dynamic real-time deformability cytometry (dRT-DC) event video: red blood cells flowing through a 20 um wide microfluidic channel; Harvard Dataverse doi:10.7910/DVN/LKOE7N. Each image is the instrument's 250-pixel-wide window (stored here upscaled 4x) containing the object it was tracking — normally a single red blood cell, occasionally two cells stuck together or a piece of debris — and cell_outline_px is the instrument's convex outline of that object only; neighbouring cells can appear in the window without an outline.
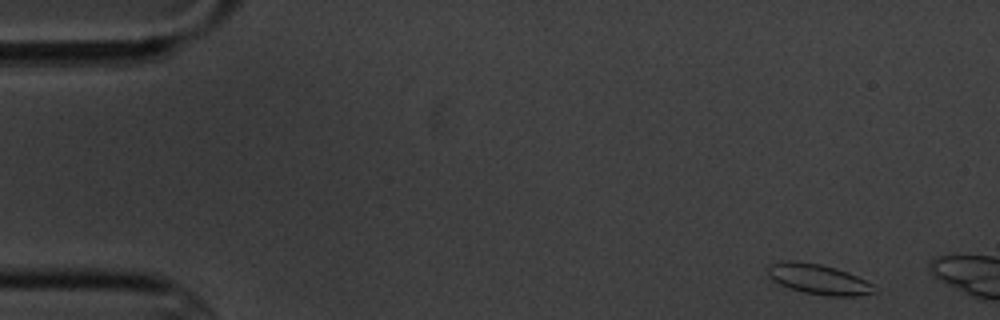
{"species": "common noctule bat (a hibernating species)", "species_latin": "Nyctalus noctula", "temperature_condition": "cold", "stored_images_in_passage": 2, "camera_frame_rate_fps": 3000, "um_per_image_px": 0.085, "animal": {"sex": "male", "body_mass_g": 20.1, "forearm_length_mm": 53.5}, "frame": {"image": 1, "passage_image": 1, "time_ms": 0.0, "image_size_px": [1000, 320], "cell_outline_px": [[876, 292], [860, 296], [828, 296], [804, 292], [780, 284], [772, 280], [768, 276], [768, 268], [772, 264], [784, 260], [796, 260], [820, 264], [836, 268], [848, 272], [872, 284]], "centroid_in_image_um": [69.57, 23.73], "position_along_channel_um": 15.4, "area_um2": 18.61}}